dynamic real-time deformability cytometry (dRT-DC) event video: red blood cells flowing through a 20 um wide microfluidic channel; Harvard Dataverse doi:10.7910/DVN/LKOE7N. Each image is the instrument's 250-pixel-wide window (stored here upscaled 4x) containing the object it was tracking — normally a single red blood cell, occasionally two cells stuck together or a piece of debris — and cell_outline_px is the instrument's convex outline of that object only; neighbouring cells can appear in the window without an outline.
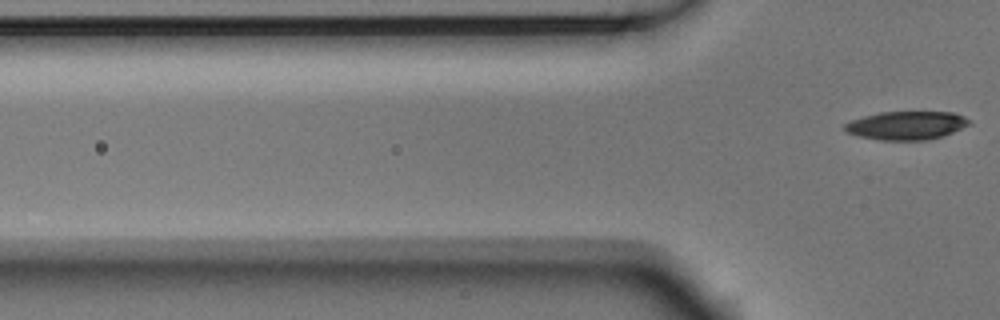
{"species": "Egyptian fruit bat (a non-hibernating species)", "species_latin": "Rousettus aegyptiacus", "temperature_condition": "room temperature", "stored_images_in_passage": 7, "segment_of_instrument_passage": [2, 2], "camera_frame_rate_fps": 3000, "um_per_image_px": 0.085, "animal": {"sex": "male"}, "frame": {"image": 1, "passage_image": 7, "time_ms": 2.0, "image_size_px": [1000, 320], "cell_outline_px": [[972, 124], [952, 132], [928, 140], [880, 140], [860, 136], [848, 132], [844, 128], [844, 124], [852, 120], [864, 116], [880, 112], [952, 112], [964, 116], [972, 120]], "centroid_in_image_um": [77.09, 10.65], "position_along_channel_um": 48.7, "area_um2": 20.52}}